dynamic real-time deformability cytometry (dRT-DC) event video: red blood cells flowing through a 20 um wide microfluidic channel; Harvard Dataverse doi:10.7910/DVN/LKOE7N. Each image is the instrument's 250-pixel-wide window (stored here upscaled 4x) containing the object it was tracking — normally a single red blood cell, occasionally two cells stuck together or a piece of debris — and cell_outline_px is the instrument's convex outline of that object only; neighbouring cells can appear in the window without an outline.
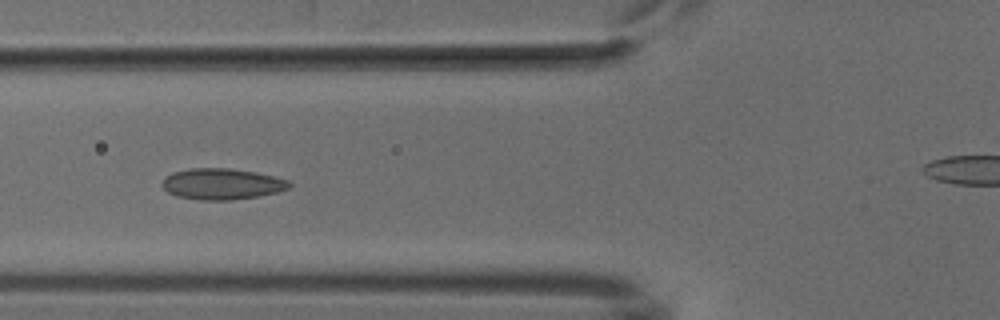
{"species": "common noctule bat (a hibernating species)", "species_latin": "Nyctalus noctula", "temperature_condition": "cold", "stored_images_in_passage": 6, "camera_frame_rate_fps": 3000, "um_per_image_px": 0.085, "animal": {"sex": "male", "body_mass_g": 18.8}, "frame": {"image": 1, "passage_image": 4, "time_ms": 3.333, "image_size_px": [1000, 320], "cell_outline_px": [[292, 184], [288, 188], [280, 192], [260, 196], [232, 200], [200, 200], [176, 196], [168, 192], [160, 184], [172, 172], [192, 168], [228, 168], [256, 172], [288, 180]], "centroid_in_image_um": [18.88, 15.64], "position_along_channel_um": 106.9, "area_um2": 23.06}}
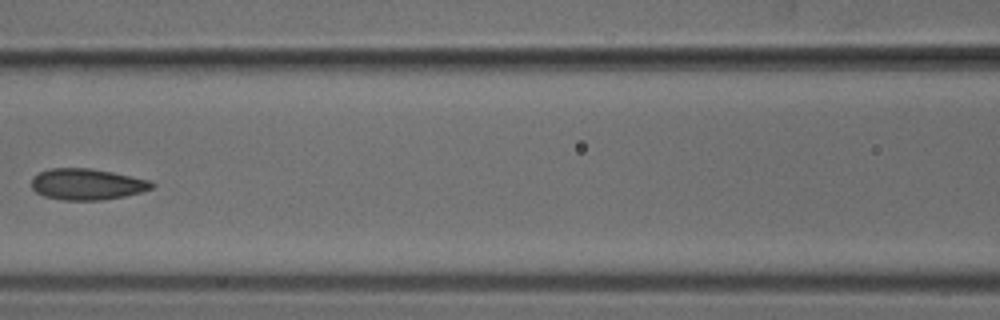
{"frame": {"image": 2, "passage_image": 5, "time_ms": 4.667, "image_size_px": [1000, 320], "cell_outline_px": [[156, 184], [152, 188], [140, 192], [124, 196], [100, 200], [64, 200], [44, 196], [36, 192], [32, 188], [32, 176], [48, 168], [88, 168], [112, 172], [152, 180]], "centroid_in_image_um": [7.4, 15.65], "position_along_channel_um": 159.2, "area_um2": 21.91}}
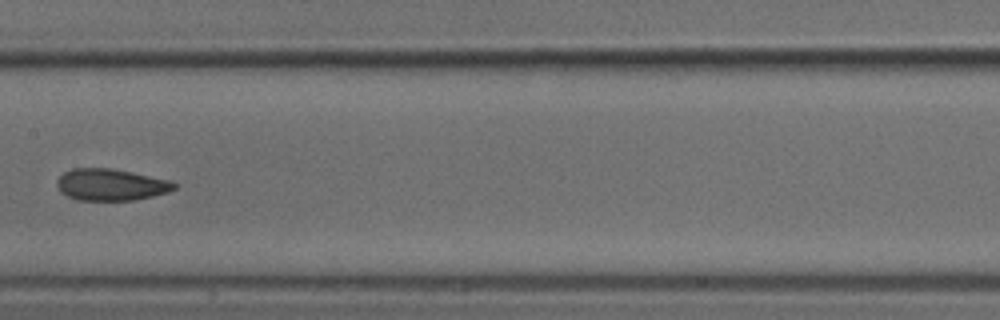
{"frame": {"image": 3, "passage_image": 6, "time_ms": 5.667, "image_size_px": [1000, 320], "cell_outline_px": [[176, 188], [168, 192], [136, 200], [76, 200], [60, 192], [56, 184], [56, 180], [64, 172], [72, 168], [112, 168], [172, 180], [176, 184]], "centroid_in_image_um": [9.42, 15.69], "position_along_channel_um": 198.0, "area_um2": 21.85}}